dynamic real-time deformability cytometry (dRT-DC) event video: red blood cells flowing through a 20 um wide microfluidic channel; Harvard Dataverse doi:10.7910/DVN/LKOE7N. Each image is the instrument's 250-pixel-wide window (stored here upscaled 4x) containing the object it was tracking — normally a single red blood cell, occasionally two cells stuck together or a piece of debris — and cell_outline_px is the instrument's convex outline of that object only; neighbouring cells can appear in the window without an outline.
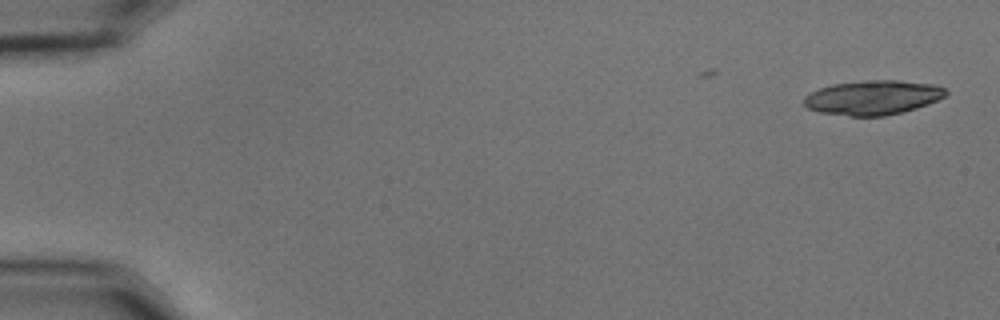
{"species": "common noctule bat (a hibernating species)", "species_latin": "Nyctalus noctula", "temperature_condition": "cold", "stored_images_in_passage": 10, "camera_frame_rate_fps": 3000, "um_per_image_px": 0.085, "animal": {"sex": "male", "body_mass_g": 15.6}, "frame": {"image": 1, "passage_image": 1, "time_ms": 0.0, "image_size_px": [1000, 320], "cell_outline_px": [[948, 92], [944, 96], [936, 100], [916, 108], [884, 116], [848, 116], [820, 112], [808, 108], [804, 104], [804, 96], [820, 88], [832, 84], [864, 80], [896, 80], [932, 84], [944, 88]], "centroid_in_image_um": [74.16, 8.29], "position_along_channel_um": 10.8, "area_um2": 28.21}}